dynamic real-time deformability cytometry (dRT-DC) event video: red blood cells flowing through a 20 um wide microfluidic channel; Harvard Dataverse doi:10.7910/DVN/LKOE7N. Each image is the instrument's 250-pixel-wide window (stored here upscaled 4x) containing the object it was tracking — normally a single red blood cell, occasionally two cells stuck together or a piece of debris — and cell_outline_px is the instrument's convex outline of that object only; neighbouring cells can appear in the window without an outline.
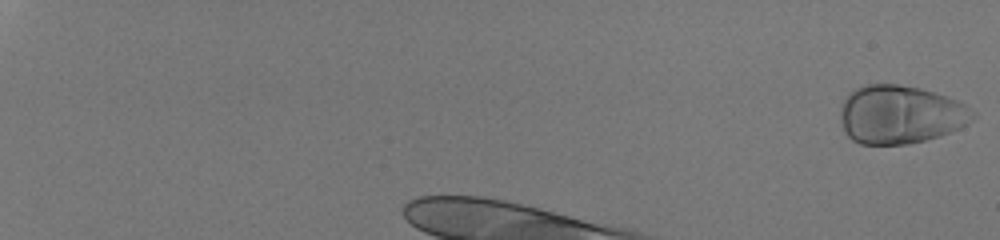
{"species": "human", "species_latin": "Homo sapiens", "temperature_condition": "room temperature", "stored_images_in_passage": 33, "camera_frame_rate_fps": 3000, "um_per_image_px": 0.085, "donor": {"sex": "male"}, "frame": {"image": 1, "passage_image": 1, "time_ms": 0.0, "image_size_px": [1000, 240], "cell_outline_px": [[976, 116], [968, 124], [960, 128], [940, 136], [908, 144], [860, 144], [852, 140], [844, 132], [840, 116], [840, 108], [848, 92], [856, 88], [868, 84], [896, 84], [920, 88], [956, 100], [964, 104], [976, 112]], "centroid_in_image_um": [76.51, 9.74], "position_along_channel_um": 8.5, "area_um2": 45.2}}